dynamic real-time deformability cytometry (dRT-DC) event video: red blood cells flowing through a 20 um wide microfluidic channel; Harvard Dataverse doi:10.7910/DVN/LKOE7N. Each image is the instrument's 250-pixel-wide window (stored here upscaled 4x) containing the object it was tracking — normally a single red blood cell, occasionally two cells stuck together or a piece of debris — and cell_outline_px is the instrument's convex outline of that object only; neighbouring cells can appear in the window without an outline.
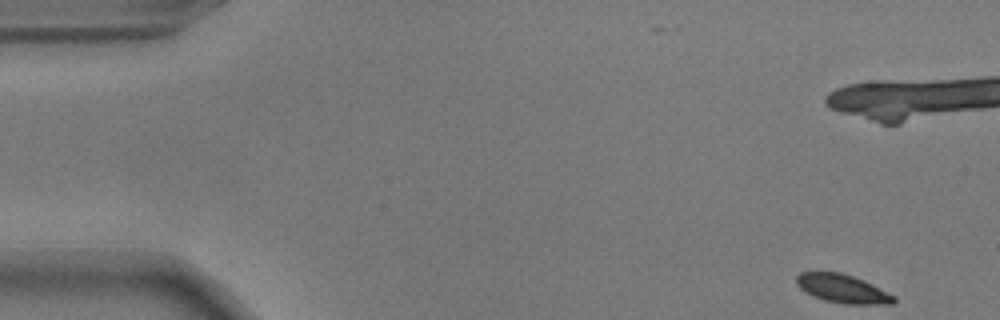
{"species": "common noctule bat (a hibernating species)", "species_latin": "Nyctalus noctula", "temperature_condition": "warm", "stored_images_in_passage": 12, "camera_frame_rate_fps": 3000, "um_per_image_px": 0.085, "animal": {"sex": "male", "body_mass_g": 17.9}, "frame": {"image": 1, "passage_image": 1, "time_ms": 0.0, "image_size_px": [1000, 320], "cell_outline_px": [[896, 300], [892, 304], [844, 304], [824, 300], [812, 296], [800, 288], [796, 284], [796, 276], [800, 272], [840, 272], [864, 280], [896, 296]], "centroid_in_image_um": [71.62, 24.54], "position_along_channel_um": 13.4, "area_um2": 16.24}}